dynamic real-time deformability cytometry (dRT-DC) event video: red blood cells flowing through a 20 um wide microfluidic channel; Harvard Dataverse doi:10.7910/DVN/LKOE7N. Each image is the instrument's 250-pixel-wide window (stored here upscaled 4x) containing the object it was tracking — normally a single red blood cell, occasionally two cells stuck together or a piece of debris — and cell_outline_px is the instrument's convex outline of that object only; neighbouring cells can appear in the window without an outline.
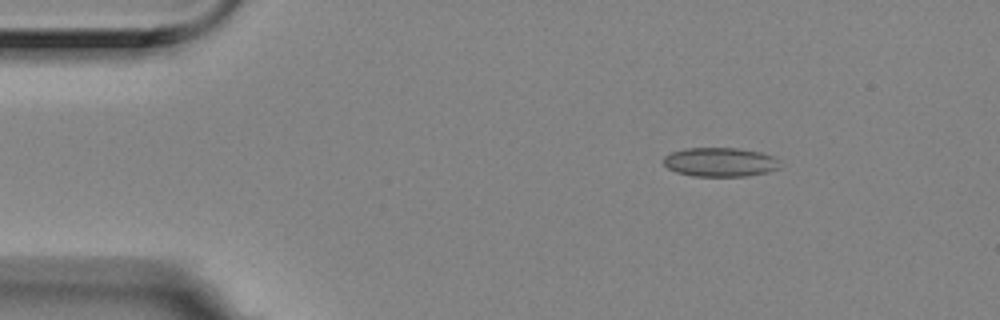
{"species": "Egyptian fruit bat (a non-hibernating species)", "species_latin": "Rousettus aegyptiacus", "temperature_condition": "room temperature", "stored_images_in_passage": 4, "camera_frame_rate_fps": 3000, "um_per_image_px": 0.085, "animal": {"sex": "female"}, "frame": {"image": 1, "passage_image": 1, "time_ms": 0.0, "image_size_px": [1000, 320], "cell_outline_px": [[780, 168], [768, 172], [748, 176], [692, 176], [676, 172], [668, 168], [664, 164], [664, 156], [672, 152], [684, 148], [740, 148], [760, 152], [772, 156], [780, 160]], "centroid_in_image_um": [61.23, 13.78], "position_along_channel_um": 23.8, "area_um2": 19.88}}
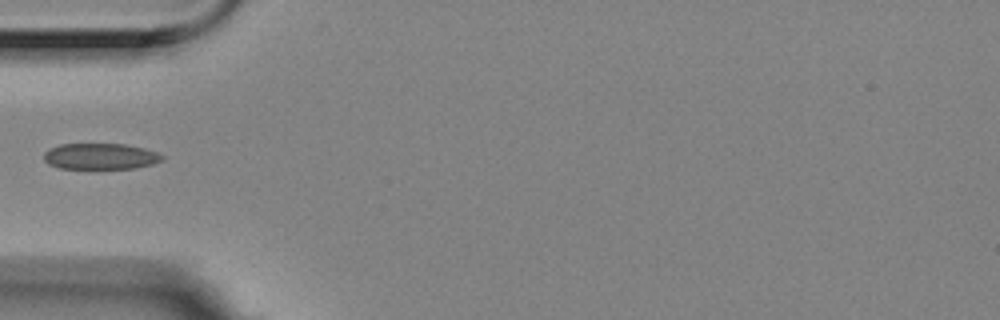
{"frame": {"image": 2, "passage_image": 4, "time_ms": 1.0, "image_size_px": [1000, 320], "cell_outline_px": [[164, 160], [152, 164], [136, 168], [60, 168], [48, 164], [44, 160], [44, 152], [48, 148], [60, 144], [124, 144], [144, 148], [160, 152], [164, 156]], "centroid_in_image_um": [8.56, 13.28], "position_along_channel_um": 76.4, "area_um2": 18.09}}